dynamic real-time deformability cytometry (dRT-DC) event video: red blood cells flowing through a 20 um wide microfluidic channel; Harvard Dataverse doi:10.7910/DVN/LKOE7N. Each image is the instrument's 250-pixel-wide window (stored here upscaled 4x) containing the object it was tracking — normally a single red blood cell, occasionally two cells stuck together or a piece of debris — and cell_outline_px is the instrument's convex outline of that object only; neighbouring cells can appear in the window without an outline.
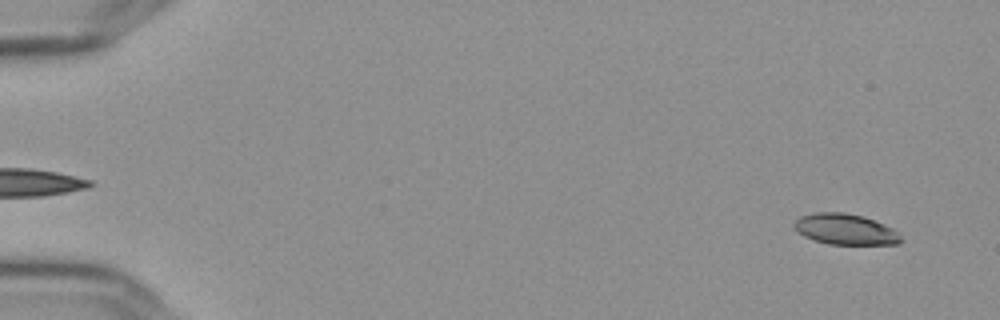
{"species": "Egyptian fruit bat (a non-hibernating species)", "species_latin": "Rousettus aegyptiacus", "temperature_condition": "cold", "stored_images_in_passage": 56, "camera_frame_rate_fps": 3000, "um_per_image_px": 0.085, "frame": {"image": 1, "passage_image": 3, "time_ms": 0.667, "image_size_px": [1000, 320], "cell_outline_px": [[904, 240], [900, 244], [828, 244], [804, 236], [796, 232], [792, 224], [800, 216], [812, 212], [844, 212], [864, 216], [884, 224], [900, 232]], "centroid_in_image_um": [71.87, 19.48], "position_along_channel_um": 13.1, "area_um2": 19.48}}
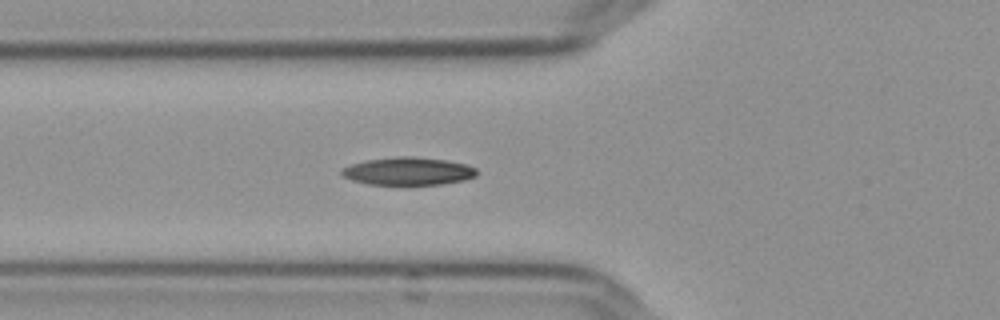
{"frame": {"image": 2, "passage_image": 21, "time_ms": 6.667, "image_size_px": [1000, 320], "cell_outline_px": [[476, 176], [464, 180], [440, 184], [368, 184], [352, 180], [344, 176], [340, 172], [344, 168], [352, 164], [368, 160], [396, 156], [416, 156], [444, 160], [464, 164], [476, 168]], "centroid_in_image_um": [34.7, 14.54], "position_along_channel_um": 91.1, "area_um2": 21.56}}
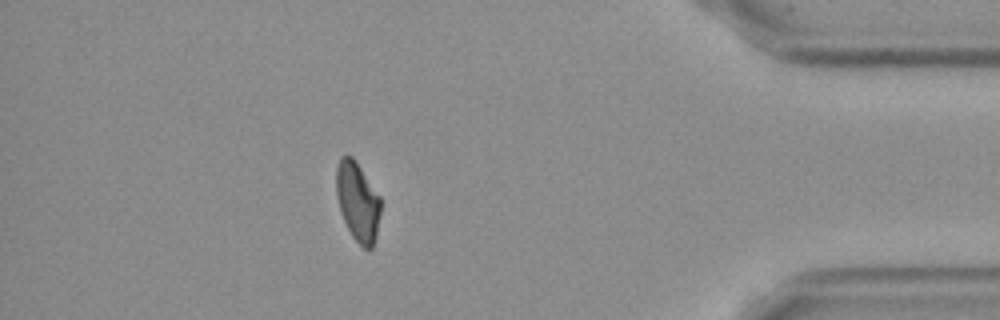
{"frame": {"image": 3, "passage_image": 50, "time_ms": 16.333, "image_size_px": [1000, 320], "cell_outline_px": [[380, 212], [376, 232], [372, 248], [364, 248], [352, 236], [340, 212], [336, 192], [336, 168], [340, 156], [352, 156], [356, 160], [380, 196]], "centroid_in_image_um": [30.38, 17.08], "position_along_channel_um": 404.8, "area_um2": 20.29}, "authors_computed_cell_mechanics": {"area_um2": 20.808, "velocity_mm_per_s": 3.6324, "shape_relaxation_time_tau1_ms": 6.0016, "shape_relaxation_time_tau2_ms": null, "deformation_change_tau1": 0.1536, "deformation_change_tau2": null}}